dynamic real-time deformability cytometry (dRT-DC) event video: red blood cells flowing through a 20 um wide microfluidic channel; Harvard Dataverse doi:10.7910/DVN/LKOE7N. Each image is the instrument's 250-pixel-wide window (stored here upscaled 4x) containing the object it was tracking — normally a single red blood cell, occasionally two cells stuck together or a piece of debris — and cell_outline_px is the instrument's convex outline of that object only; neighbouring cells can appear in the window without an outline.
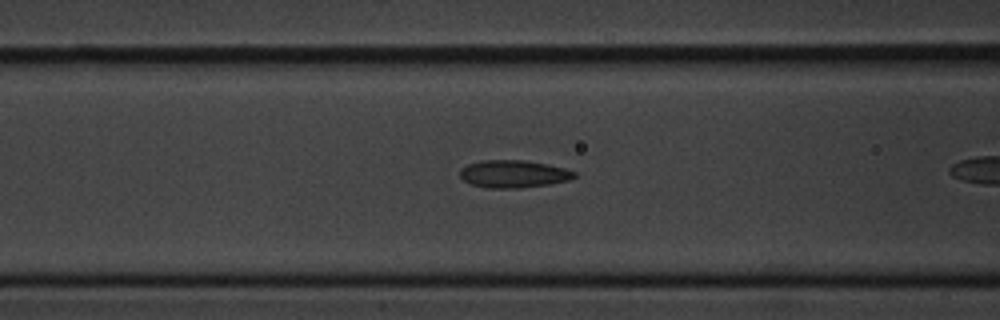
{"species": "common noctule bat (a hibernating species)", "species_latin": "Nyctalus noctula", "temperature_condition": "cold", "stored_images_in_passage": 27, "segment_of_instrument_passage": [1, 2], "camera_frame_rate_fps": 3000, "um_per_image_px": 0.085, "animal": {"sex": "male", "body_mass_g": 20.1, "forearm_length_mm": 53.5}, "frame": {"image": 1, "passage_image": 6, "time_ms": 1.667, "image_size_px": [1000, 320], "cell_outline_px": [[576, 176], [568, 180], [548, 184], [520, 188], [488, 188], [472, 184], [464, 180], [460, 176], [460, 168], [468, 164], [480, 160], [524, 160], [548, 164], [564, 168], [576, 172]], "centroid_in_image_um": [43.63, 14.77], "position_along_channel_um": 123.0, "area_um2": 18.32}}
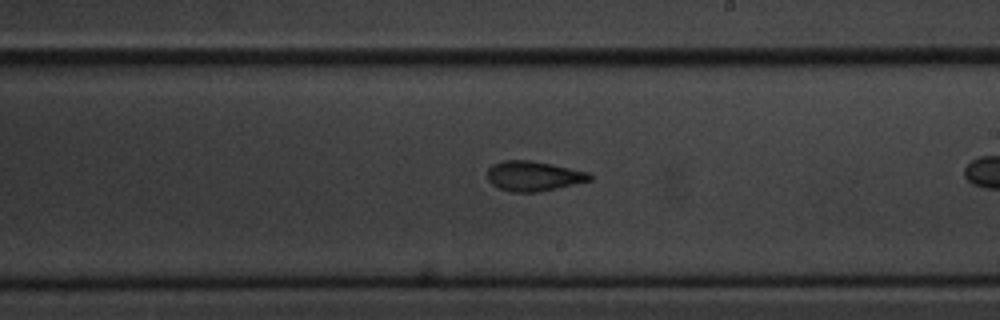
{"frame": {"image": 2, "passage_image": 16, "time_ms": 5.0, "image_size_px": [1000, 320], "cell_outline_px": [[592, 180], [556, 188], [536, 192], [512, 192], [500, 188], [492, 184], [488, 180], [488, 168], [492, 164], [504, 160], [528, 160], [552, 164], [588, 172], [592, 176]], "centroid_in_image_um": [45.34, 14.96], "position_along_channel_um": 243.7, "area_um2": 17.69}}
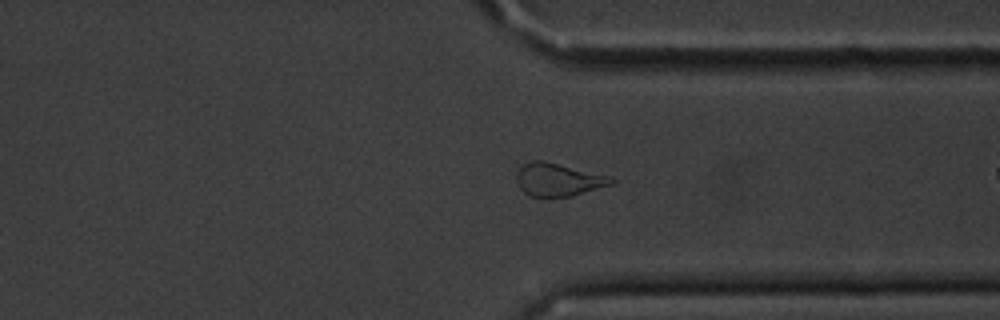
{"frame": {"image": 3, "passage_image": 26, "time_ms": 8.333, "image_size_px": [1000, 320], "cell_outline_px": [[616, 180], [612, 184], [572, 196], [528, 196], [520, 188], [516, 180], [516, 172], [524, 164], [532, 160], [544, 160], [604, 176]], "centroid_in_image_um": [47.37, 15.27], "position_along_channel_um": 364.0, "area_um2": 17.69}}